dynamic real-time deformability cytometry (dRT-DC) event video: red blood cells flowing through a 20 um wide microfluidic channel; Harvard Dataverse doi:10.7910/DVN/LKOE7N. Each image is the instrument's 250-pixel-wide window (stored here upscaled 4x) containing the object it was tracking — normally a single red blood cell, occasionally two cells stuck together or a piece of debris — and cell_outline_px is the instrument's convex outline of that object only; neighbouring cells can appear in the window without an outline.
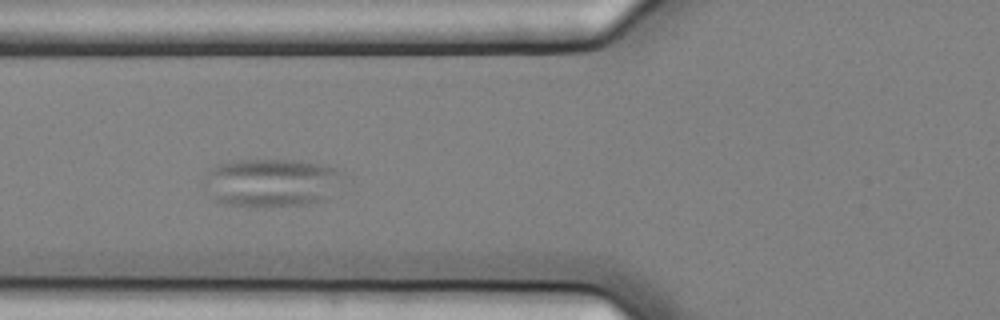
{"species": "common noctule bat (a hibernating species)", "species_latin": "Nyctalus noctula", "temperature_condition": "cold", "stored_images_in_passage": 42, "camera_frame_rate_fps": 3000, "um_per_image_px": 0.085, "animal": {"sex": "female", "body_mass_g": 25.1}, "frame": {"image": 1, "passage_image": 7, "time_ms": 2.0, "image_size_px": [1000, 320], "cell_outline_px": [[344, 172], [324, 200], [308, 204], [228, 204], [216, 200], [204, 184], [204, 176], [212, 168], [220, 164], [240, 160], [292, 160], [320, 164], [336, 168]], "centroid_in_image_um": [23.05, 15.47], "position_along_channel_um": 102.8, "area_um2": 37.45}}
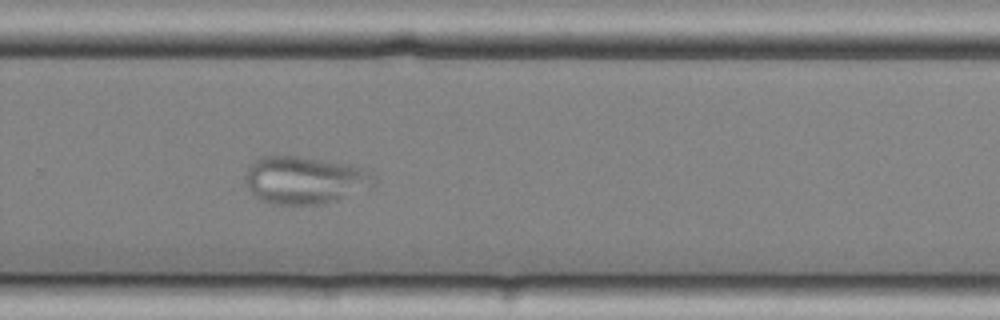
{"frame": {"image": 2, "passage_image": 24, "time_ms": 7.667, "image_size_px": [1000, 320], "cell_outline_px": [[376, 184], [336, 200], [324, 204], [272, 204], [260, 200], [244, 184], [244, 172], [248, 164], [260, 156], [296, 156], [368, 168], [376, 176]], "centroid_in_image_um": [25.85, 15.3], "position_along_channel_um": 303.9, "area_um2": 35.84}}
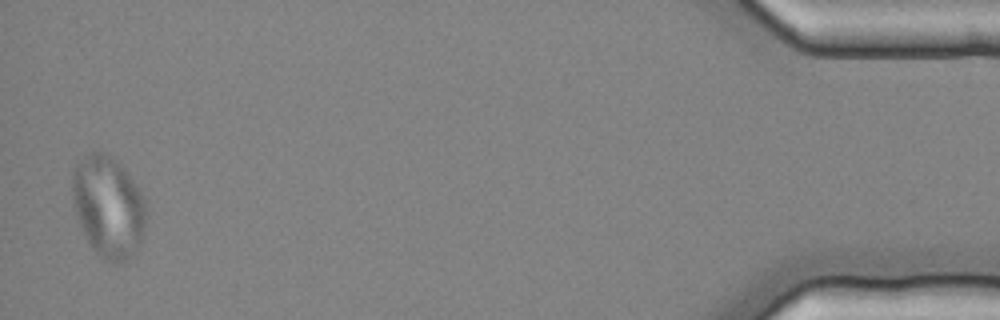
{"frame": {"image": 3, "passage_image": 41, "time_ms": 13.333, "image_size_px": [1000, 320], "cell_outline_px": [[144, 224], [140, 240], [136, 248], [120, 264], [112, 264], [104, 260], [92, 248], [80, 224], [76, 212], [72, 196], [72, 172], [76, 164], [84, 156], [92, 152], [100, 152], [108, 156], [132, 180], [140, 192], [144, 200]], "centroid_in_image_um": [9.15, 17.6], "position_along_channel_um": 426.0, "area_um2": 42.19}}